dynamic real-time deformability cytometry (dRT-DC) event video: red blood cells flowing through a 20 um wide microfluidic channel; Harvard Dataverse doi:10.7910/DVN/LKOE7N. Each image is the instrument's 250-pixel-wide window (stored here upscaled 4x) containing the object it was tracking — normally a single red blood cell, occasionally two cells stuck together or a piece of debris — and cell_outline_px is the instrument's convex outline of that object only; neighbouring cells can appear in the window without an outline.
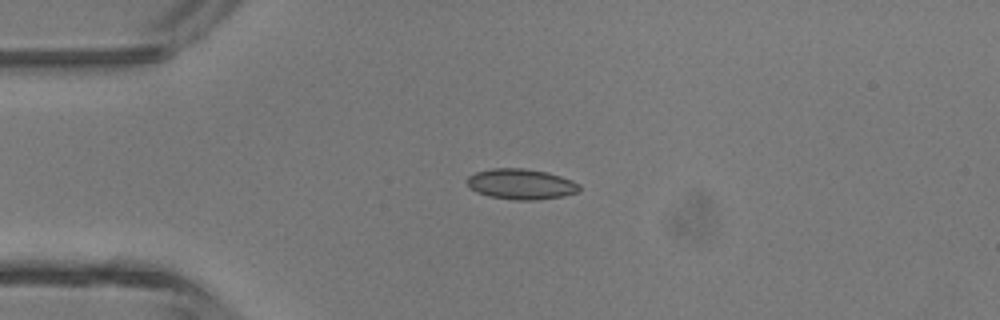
{"species": "common noctule bat (a hibernating species)", "species_latin": "Nyctalus noctula", "temperature_condition": "room temperature", "stored_images_in_passage": 5, "camera_frame_rate_fps": 3000, "um_per_image_px": 0.085, "animal": {"sex": "male", "body_mass_g": 13.3}, "frame": {"image": 1, "passage_image": 3, "time_ms": 0.667, "image_size_px": [1000, 320], "cell_outline_px": [[580, 192], [564, 196], [536, 200], [516, 200], [488, 196], [476, 192], [464, 180], [468, 176], [476, 172], [492, 168], [524, 168], [548, 172], [572, 180], [580, 184]], "centroid_in_image_um": [44.3, 15.65], "position_along_channel_um": 40.7, "area_um2": 20.17}}
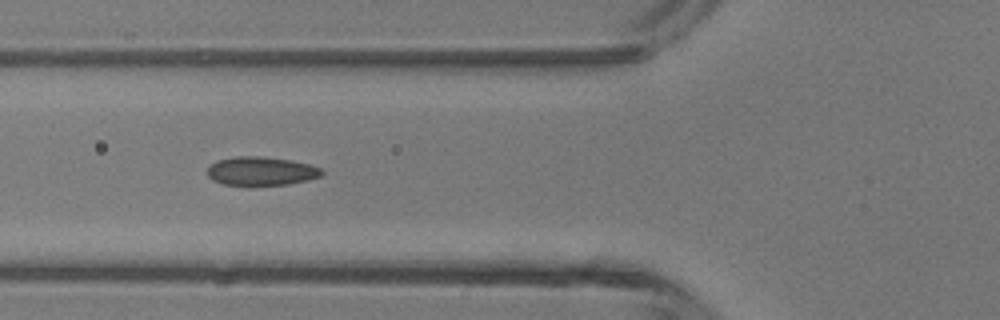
{"frame": {"image": 2, "passage_image": 5, "time_ms": 1.333, "image_size_px": [1000, 320], "cell_outline_px": [[324, 172], [320, 176], [308, 180], [288, 184], [248, 188], [224, 184], [212, 180], [208, 176], [208, 168], [216, 160], [236, 156], [264, 156], [292, 160], [308, 164], [320, 168]], "centroid_in_image_um": [22.17, 14.58], "position_along_channel_um": 103.6, "area_um2": 19.83}}